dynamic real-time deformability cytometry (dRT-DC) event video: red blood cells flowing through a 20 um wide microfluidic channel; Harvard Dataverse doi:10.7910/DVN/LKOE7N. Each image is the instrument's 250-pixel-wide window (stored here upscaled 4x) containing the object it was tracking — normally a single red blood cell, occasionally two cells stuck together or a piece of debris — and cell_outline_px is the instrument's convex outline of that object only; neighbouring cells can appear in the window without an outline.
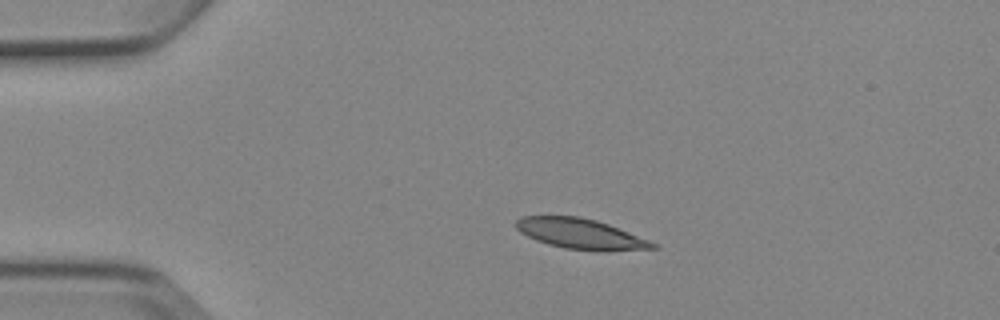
{"species": "Egyptian fruit bat (a non-hibernating species)", "species_latin": "Rousettus aegyptiacus", "temperature_condition": "cold", "stored_images_in_passage": 3, "camera_frame_rate_fps": 3000, "um_per_image_px": 0.085, "animal": {"sex": "female"}, "frame": {"image": 1, "passage_image": 2, "time_ms": 2.333, "image_size_px": [1000, 320], "cell_outline_px": [[660, 248], [608, 252], [600, 252], [564, 248], [548, 244], [536, 240], [520, 232], [516, 228], [516, 220], [520, 216], [580, 216], [596, 220], [608, 224], [648, 240], [656, 244]], "centroid_in_image_um": [49.36, 19.89], "position_along_channel_um": 35.6, "area_um2": 24.33}}